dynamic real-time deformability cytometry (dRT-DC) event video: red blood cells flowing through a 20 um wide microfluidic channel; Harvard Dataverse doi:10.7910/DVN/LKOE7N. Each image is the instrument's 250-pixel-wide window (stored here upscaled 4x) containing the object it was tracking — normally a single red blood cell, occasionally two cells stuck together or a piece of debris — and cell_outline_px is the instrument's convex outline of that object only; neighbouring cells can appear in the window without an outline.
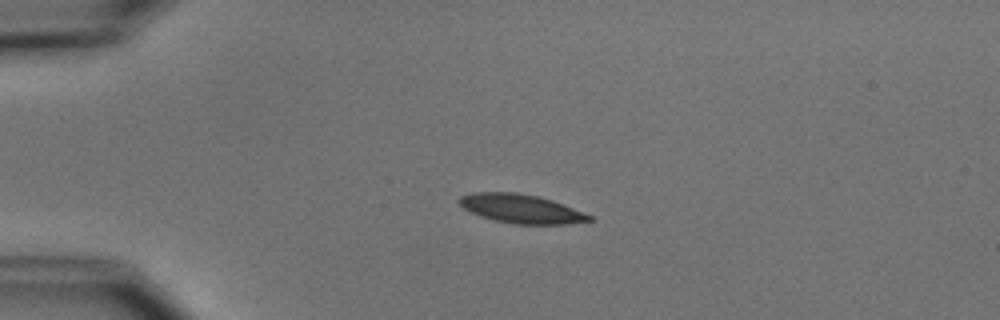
{"species": "common noctule bat (a hibernating species)", "species_latin": "Nyctalus noctula", "temperature_condition": "cold", "stored_images_in_passage": 42, "camera_frame_rate_fps": 3000, "um_per_image_px": 0.085, "animal": {"sex": "male", "body_mass_g": 15.6}, "frame": {"image": 1, "passage_image": 1, "time_ms": 0.0, "image_size_px": [1000, 320], "cell_outline_px": [[592, 220], [564, 224], [516, 224], [496, 220], [480, 216], [464, 208], [456, 200], [460, 196], [472, 192], [516, 192], [536, 196], [552, 200], [592, 216]], "centroid_in_image_um": [44.24, 17.73], "position_along_channel_um": 40.8, "area_um2": 21.56}}
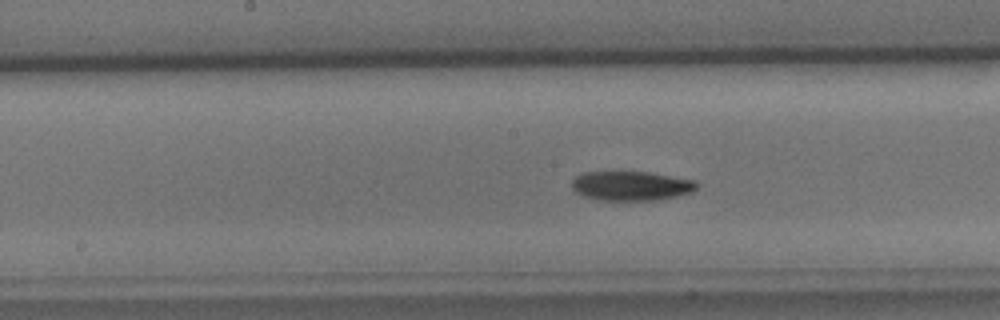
{"frame": {"image": 2, "passage_image": 16, "time_ms": 5.0, "image_size_px": [1000, 320], "cell_outline_px": [[696, 188], [692, 192], [676, 196], [656, 200], [600, 200], [584, 196], [576, 192], [572, 188], [572, 180], [576, 176], [584, 172], [648, 172], [696, 180]], "centroid_in_image_um": [53.64, 15.79], "position_along_channel_um": 194.6, "area_um2": 21.27}}
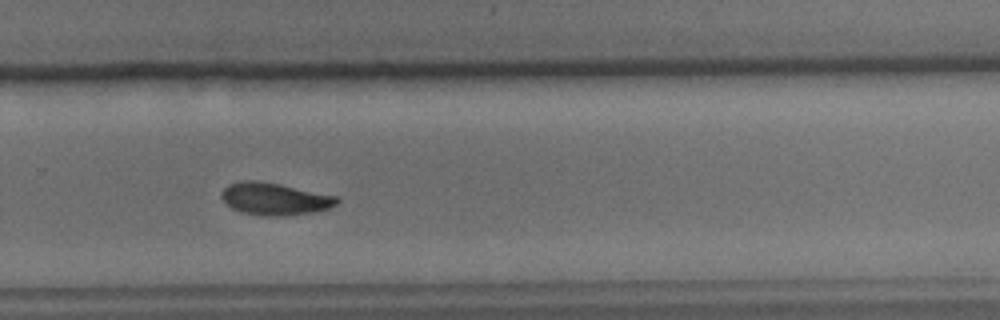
{"frame": {"image": 3, "passage_image": 25, "time_ms": 8.0, "image_size_px": [1000, 320], "cell_outline_px": [[340, 200], [336, 204], [328, 208], [312, 212], [288, 216], [264, 216], [240, 212], [232, 208], [220, 196], [220, 192], [228, 184], [244, 180], [256, 180], [280, 184], [336, 196]], "centroid_in_image_um": [23.31, 16.9], "position_along_channel_um": 306.5, "area_um2": 21.68}, "authors_computed_cell_mechanics": {"area_um2": 21.4149, "velocity_mm_per_s": 3.7379, "shape_relaxation_time_tau1_ms": 2.6919, "shape_relaxation_time_tau2_ms": null, "deformation_change_tau1": 0.1271, "deformation_change_tau2": null}}